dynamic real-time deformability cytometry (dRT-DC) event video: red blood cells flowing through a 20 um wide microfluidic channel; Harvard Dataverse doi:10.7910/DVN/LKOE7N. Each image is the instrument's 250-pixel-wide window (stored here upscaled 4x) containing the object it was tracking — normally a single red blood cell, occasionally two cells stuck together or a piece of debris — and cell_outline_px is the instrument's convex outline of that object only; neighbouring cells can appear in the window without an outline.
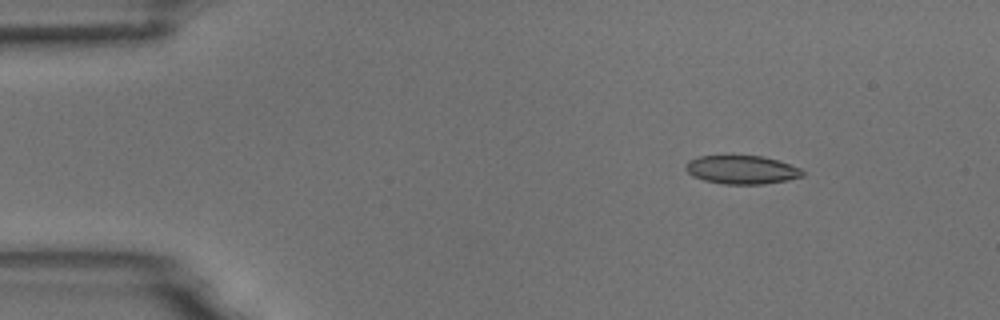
{"species": "common noctule bat (a hibernating species)", "species_latin": "Nyctalus noctula", "temperature_condition": "room temperature", "stored_images_in_passage": 6, "camera_frame_rate_fps": 3000, "um_per_image_px": 0.085, "animal": {"sex": "male", "body_mass_g": 18.8}, "frame": {"image": 1, "passage_image": 2, "time_ms": 0.333, "image_size_px": [1000, 320], "cell_outline_px": [[804, 176], [788, 180], [764, 184], [724, 184], [704, 180], [692, 176], [684, 168], [688, 160], [700, 156], [764, 156], [800, 168], [804, 172]], "centroid_in_image_um": [63.04, 14.43], "position_along_channel_um": 22.0, "area_um2": 19.36}}
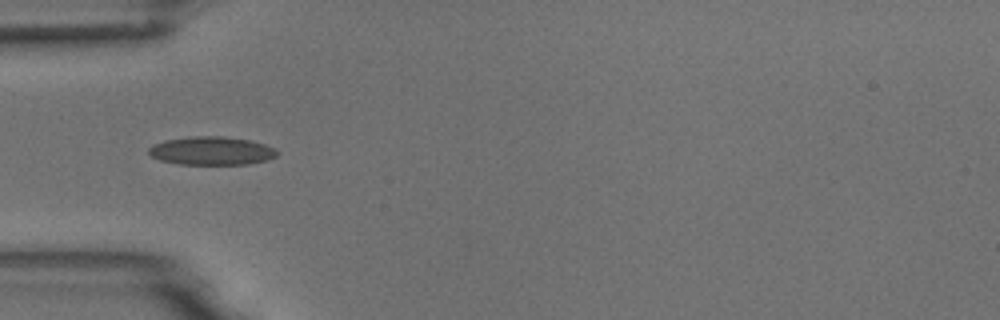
{"frame": {"image": 2, "passage_image": 5, "time_ms": 1.333, "image_size_px": [1000, 320], "cell_outline_px": [[280, 152], [276, 156], [268, 160], [248, 164], [180, 164], [160, 160], [152, 156], [148, 152], [148, 148], [152, 144], [164, 140], [192, 136], [224, 136], [252, 140], [276, 148]], "centroid_in_image_um": [18.01, 12.81], "position_along_channel_um": 67.0, "area_um2": 21.44}}